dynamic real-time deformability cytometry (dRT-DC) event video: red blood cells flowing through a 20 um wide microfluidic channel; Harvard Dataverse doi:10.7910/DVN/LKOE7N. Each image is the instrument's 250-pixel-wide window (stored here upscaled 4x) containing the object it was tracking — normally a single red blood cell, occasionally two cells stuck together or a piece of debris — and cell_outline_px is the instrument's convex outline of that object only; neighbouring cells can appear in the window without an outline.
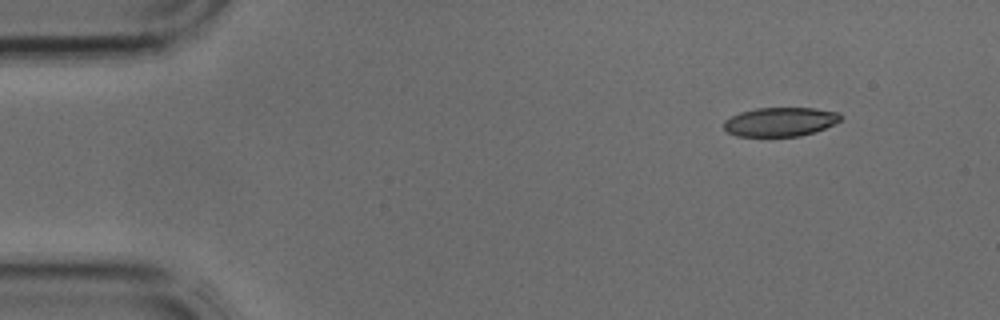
{"species": "common noctule bat (a hibernating species)", "species_latin": "Nyctalus noctula", "temperature_condition": "cold", "stored_images_in_passage": 3, "camera_frame_rate_fps": 3000, "um_per_image_px": 0.085, "animal": {"sex": "male", "body_mass_g": 17.9, "forearm_length_mm": 54.2}, "frame": {"image": 1, "passage_image": 1, "time_ms": 0.0, "image_size_px": [1000, 320], "cell_outline_px": [[844, 116], [840, 120], [824, 128], [800, 136], [736, 136], [728, 132], [724, 128], [724, 120], [740, 112], [756, 108], [816, 108], [836, 112]], "centroid_in_image_um": [66.3, 10.35], "position_along_channel_um": 18.7, "area_um2": 19.59}}
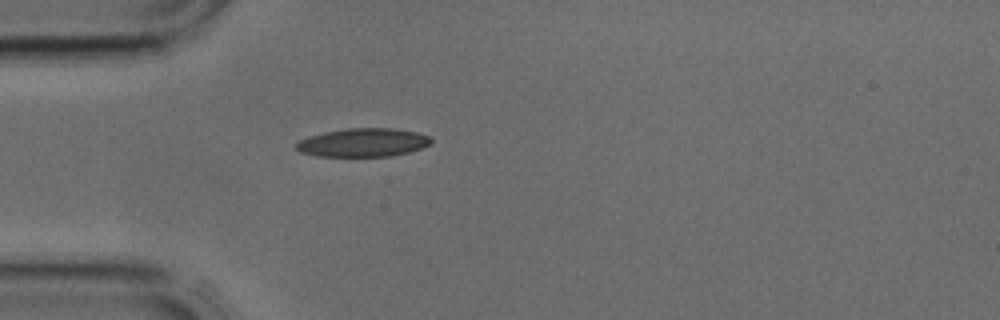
{"frame": {"image": 2, "passage_image": 3, "time_ms": 0.667, "image_size_px": [1000, 320], "cell_outline_px": [[432, 140], [428, 144], [420, 148], [408, 152], [392, 156], [316, 156], [300, 152], [292, 144], [308, 136], [324, 132], [348, 128], [396, 128], [416, 132], [428, 136]], "centroid_in_image_um": [30.8, 12.11], "position_along_channel_um": 54.2, "area_um2": 22.37}}